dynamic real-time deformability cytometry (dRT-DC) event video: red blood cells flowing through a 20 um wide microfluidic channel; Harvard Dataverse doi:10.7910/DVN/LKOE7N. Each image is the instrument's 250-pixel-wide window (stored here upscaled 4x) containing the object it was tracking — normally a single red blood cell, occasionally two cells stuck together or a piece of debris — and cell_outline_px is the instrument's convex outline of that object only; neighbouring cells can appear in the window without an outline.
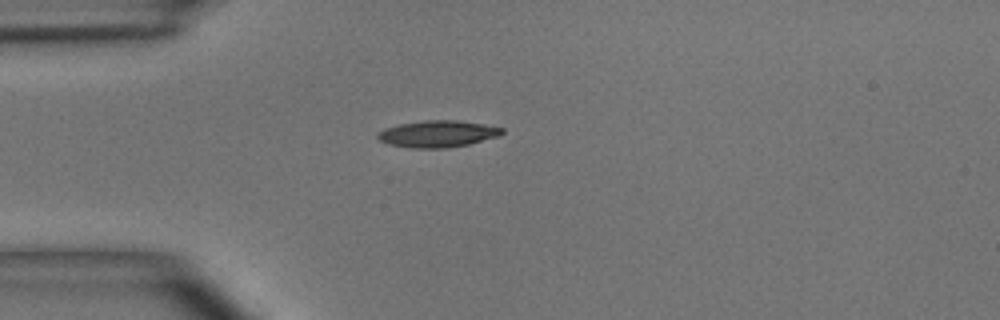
{"species": "common noctule bat (a hibernating species)", "species_latin": "Nyctalus noctula", "temperature_condition": "room temperature", "stored_images_in_passage": 1, "camera_frame_rate_fps": 3000, "um_per_image_px": 0.085, "animal": {"sex": "male", "body_mass_g": 15.6}, "frame": {"image": 1, "passage_image": 1, "time_ms": 0.0, "image_size_px": [1000, 320], "cell_outline_px": [[504, 132], [500, 136], [468, 144], [448, 148], [412, 148], [388, 144], [380, 140], [376, 136], [376, 132], [384, 128], [400, 124], [424, 120], [456, 120], [484, 124], [504, 128]], "centroid_in_image_um": [37.2, 11.38], "position_along_channel_um": 47.8, "area_um2": 19.48}}